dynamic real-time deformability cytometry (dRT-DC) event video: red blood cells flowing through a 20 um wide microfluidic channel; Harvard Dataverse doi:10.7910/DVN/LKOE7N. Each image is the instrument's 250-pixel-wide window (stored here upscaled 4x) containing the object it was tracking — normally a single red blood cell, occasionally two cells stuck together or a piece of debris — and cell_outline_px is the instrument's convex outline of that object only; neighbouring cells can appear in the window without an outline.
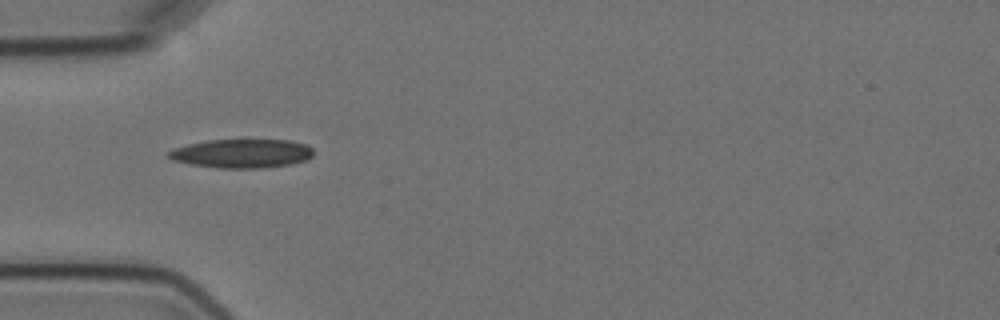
{"species": "Egyptian fruit bat (a non-hibernating species)", "species_latin": "Rousettus aegyptiacus", "temperature_condition": "cold", "stored_images_in_passage": 3, "camera_frame_rate_fps": 3000, "um_per_image_px": 0.085, "animal": {"sex": "female"}, "frame": {"image": 1, "passage_image": 2, "time_ms": 1.333, "image_size_px": [1000, 320], "cell_outline_px": [[312, 156], [308, 160], [292, 164], [260, 168], [220, 168], [192, 164], [172, 160], [164, 156], [164, 152], [172, 148], [188, 144], [208, 140], [288, 140], [308, 144], [312, 148]], "centroid_in_image_um": [20.52, 13.04], "position_along_channel_um": 64.5, "area_um2": 24.62}}
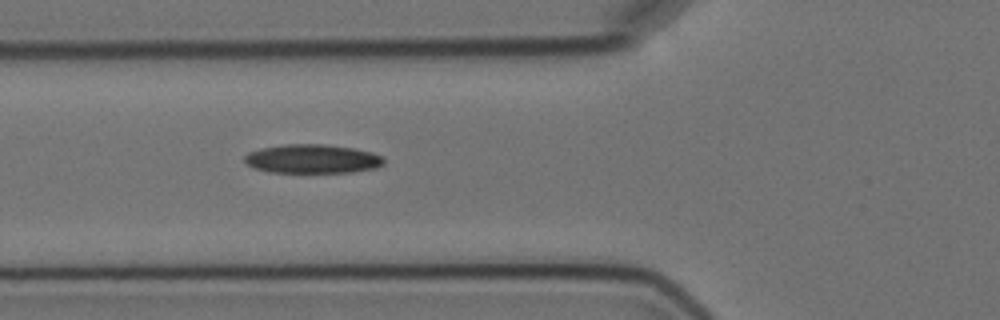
{"frame": {"image": 2, "passage_image": 3, "time_ms": 2.333, "image_size_px": [1000, 320], "cell_outline_px": [[384, 164], [376, 168], [352, 172], [268, 172], [256, 168], [248, 164], [244, 160], [244, 156], [248, 152], [260, 148], [284, 144], [324, 144], [352, 148], [372, 152], [380, 156], [384, 160]], "centroid_in_image_um": [26.54, 13.5], "position_along_channel_um": 99.3, "area_um2": 23.41}}